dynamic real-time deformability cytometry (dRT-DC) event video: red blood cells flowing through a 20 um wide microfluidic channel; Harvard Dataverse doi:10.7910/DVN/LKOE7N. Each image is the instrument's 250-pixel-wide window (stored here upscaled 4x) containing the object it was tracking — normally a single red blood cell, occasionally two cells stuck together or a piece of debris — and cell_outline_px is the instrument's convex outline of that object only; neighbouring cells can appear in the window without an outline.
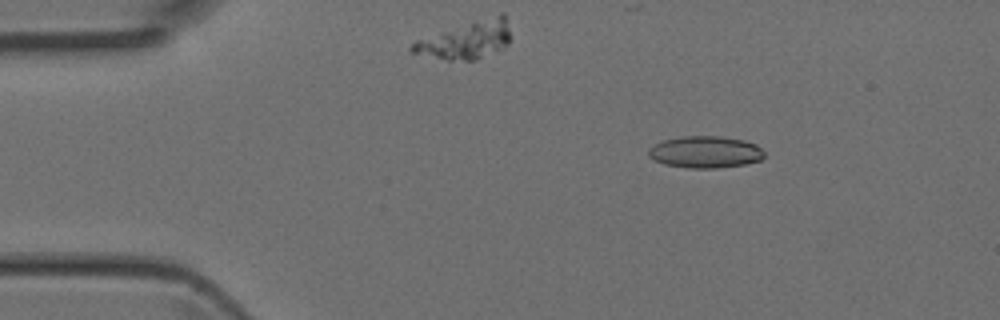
{"species": "Egyptian fruit bat (a non-hibernating species)", "species_latin": "Rousettus aegyptiacus", "temperature_condition": "room temperature", "stored_images_in_passage": 6, "camera_frame_rate_fps": 3000, "um_per_image_px": 0.085, "animal": {"sex": "female"}, "frame": {"image": 1, "passage_image": 2, "time_ms": 0.333, "image_size_px": [1000, 320], "cell_outline_px": [[764, 156], [760, 160], [744, 164], [716, 168], [688, 168], [664, 164], [648, 156], [648, 148], [664, 140], [680, 136], [720, 136], [744, 140], [756, 144], [764, 152]], "centroid_in_image_um": [59.94, 12.92], "position_along_channel_um": 25.1, "area_um2": 21.44}}
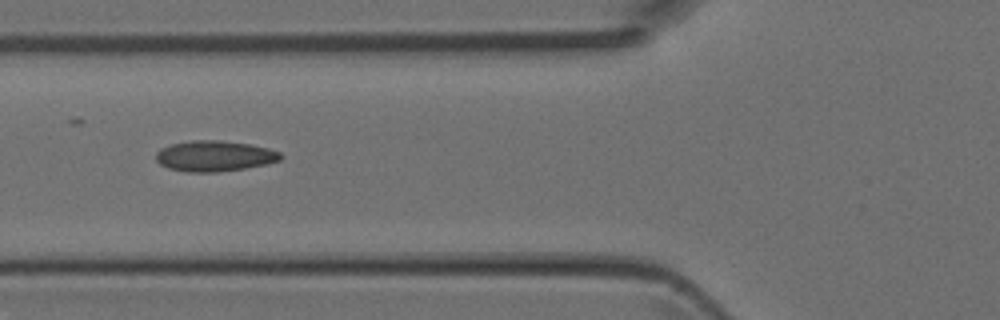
{"frame": {"image": 2, "passage_image": 5, "time_ms": 1.333, "image_size_px": [1000, 320], "cell_outline_px": [[284, 156], [280, 160], [268, 164], [244, 168], [216, 172], [188, 172], [168, 168], [160, 164], [156, 160], [156, 152], [160, 148], [172, 144], [192, 140], [220, 140], [248, 144], [268, 148], [280, 152]], "centroid_in_image_um": [18.24, 13.26], "position_along_channel_um": 107.6, "area_um2": 22.31}}
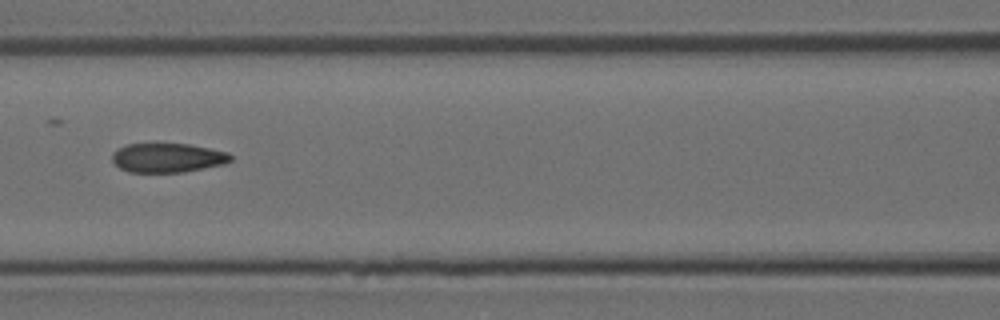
{"frame": {"image": 3, "passage_image": 6, "time_ms": 1.667, "image_size_px": [1000, 320], "cell_outline_px": [[232, 160], [224, 164], [184, 172], [128, 172], [120, 168], [112, 160], [112, 152], [124, 144], [188, 144], [228, 152], [232, 156]], "centroid_in_image_um": [14.23, 13.41], "position_along_channel_um": 152.4, "area_um2": 20.17}}